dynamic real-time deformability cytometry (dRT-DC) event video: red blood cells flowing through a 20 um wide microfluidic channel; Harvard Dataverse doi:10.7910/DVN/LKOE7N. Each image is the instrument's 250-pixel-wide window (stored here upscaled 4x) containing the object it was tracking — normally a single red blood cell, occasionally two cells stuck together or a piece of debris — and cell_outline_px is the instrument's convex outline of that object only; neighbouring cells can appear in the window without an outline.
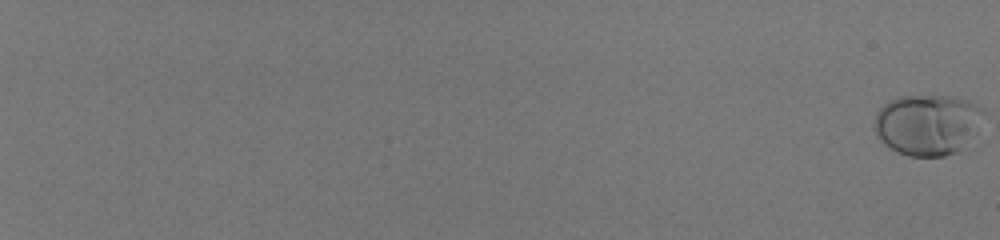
{"species": "human", "species_latin": "Homo sapiens", "temperature_condition": "room temperature", "stored_images_in_passage": 60, "camera_frame_rate_fps": 3000, "um_per_image_px": 0.085, "donor": {"sex": "male"}, "frame": {"image": 1, "passage_image": 1, "time_ms": 0.0, "image_size_px": [1000, 240], "cell_outline_px": [[984, 112], [960, 148], [956, 152], [944, 156], [908, 156], [896, 152], [880, 140], [876, 132], [876, 112], [884, 104], [900, 96], [952, 96], [968, 100], [984, 108]], "centroid_in_image_um": [78.77, 10.57], "position_along_channel_um": 6.2, "area_um2": 37.74}}
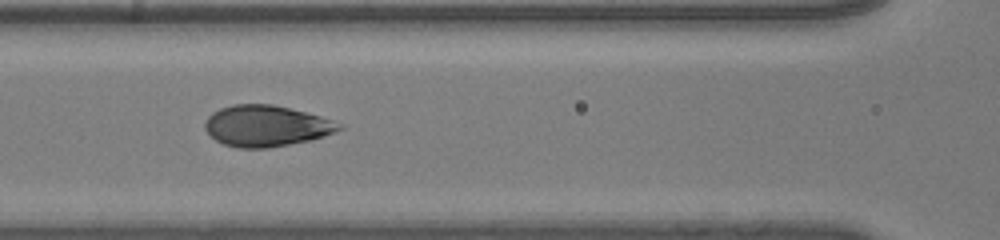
{"frame": {"image": 2, "passage_image": 35, "time_ms": 11.333, "image_size_px": [1000, 240], "cell_outline_px": [[344, 128], [336, 132], [312, 140], [268, 148], [240, 148], [224, 144], [216, 140], [204, 128], [204, 124], [208, 116], [212, 112], [220, 108], [232, 104], [272, 104], [320, 116], [344, 124]], "centroid_in_image_um": [22.64, 10.7], "position_along_channel_um": 144.0, "area_um2": 32.19}}
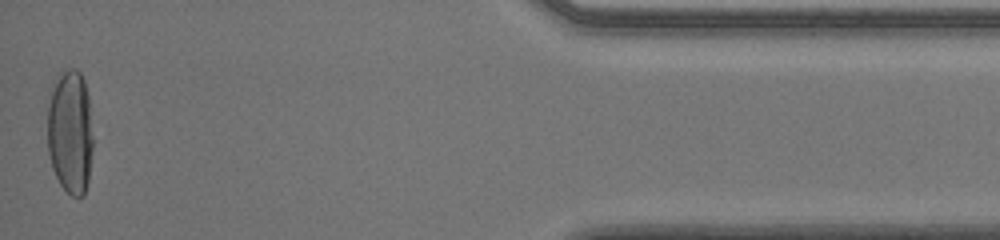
{"frame": {"image": 3, "passage_image": 60, "time_ms": 19.667, "image_size_px": [1000, 240], "cell_outline_px": [[92, 148], [88, 180], [84, 196], [72, 196], [60, 184], [52, 168], [48, 152], [48, 104], [52, 80], [60, 72], [68, 68], [76, 68], [80, 72], [84, 80], [88, 96], [92, 136]], "centroid_in_image_um": [5.95, 11.16], "position_along_channel_um": 429.3, "area_um2": 33.29}, "authors_computed_cell_mechanics": {"area_um2": 33.2928, "velocity_mm_per_s": 4.0241, "shape_relaxation_time_tau1_ms": 8.0585, "shape_relaxation_time_tau2_ms": null, "deformation_change_tau1": 0.2722, "deformation_change_tau2": null}}